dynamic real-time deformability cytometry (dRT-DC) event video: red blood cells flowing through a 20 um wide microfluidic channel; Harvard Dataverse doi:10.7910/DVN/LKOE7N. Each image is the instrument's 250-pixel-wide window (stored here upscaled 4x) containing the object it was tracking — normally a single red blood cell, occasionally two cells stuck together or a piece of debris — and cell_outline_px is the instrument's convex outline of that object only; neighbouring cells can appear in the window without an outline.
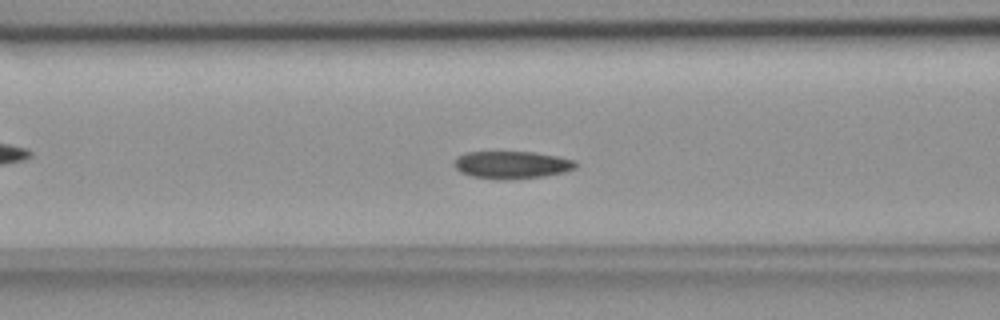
{"species": "common noctule bat (a hibernating species)", "species_latin": "Nyctalus noctula", "temperature_condition": "room temperature", "stored_images_in_passage": 48, "camera_frame_rate_fps": 3000, "um_per_image_px": 0.085, "animal": {"sex": "female", "body_mass_g": 18.4}, "frame": {"image": 1, "passage_image": 16, "time_ms": 5.0, "image_size_px": [1000, 320], "cell_outline_px": [[576, 168], [564, 172], [544, 176], [504, 180], [496, 180], [472, 176], [460, 172], [452, 164], [456, 156], [464, 152], [532, 152], [556, 156], [576, 160]], "centroid_in_image_um": [43.46, 14.01], "position_along_channel_um": 123.1, "area_um2": 19.65}}
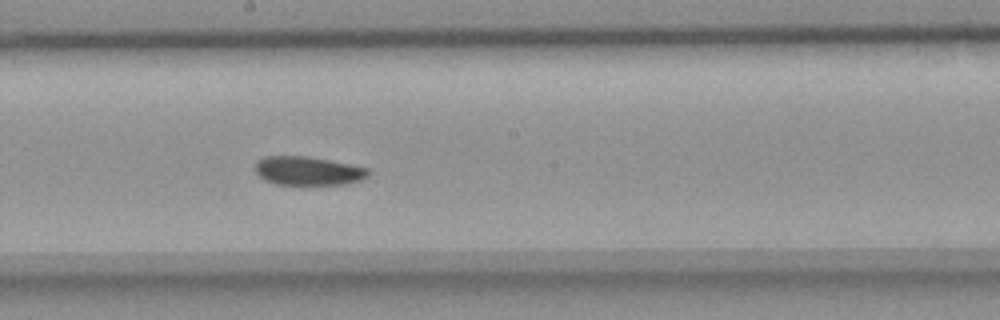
{"frame": {"image": 2, "passage_image": 24, "time_ms": 7.667, "image_size_px": [1000, 320], "cell_outline_px": [[368, 176], [360, 180], [344, 184], [276, 184], [264, 180], [256, 172], [256, 160], [264, 156], [308, 156], [368, 168]], "centroid_in_image_um": [26.14, 14.51], "position_along_channel_um": 222.1, "area_um2": 18.73}}
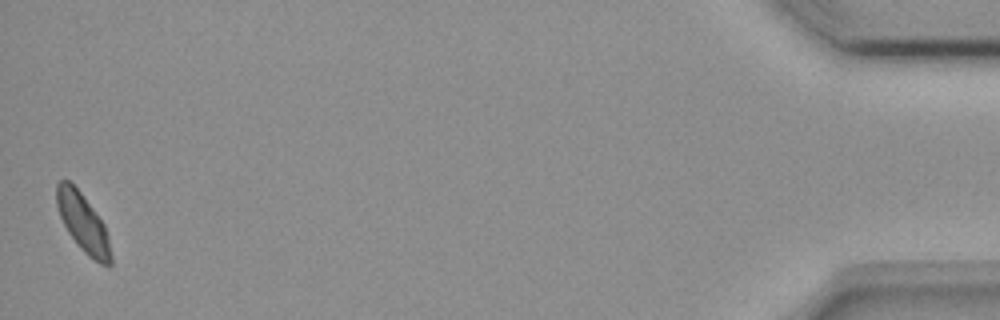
{"frame": {"image": 3, "passage_image": 48, "time_ms": 15.667, "image_size_px": [1000, 320], "cell_outline_px": [[112, 264], [100, 264], [88, 256], [76, 244], [68, 232], [60, 216], [56, 204], [56, 184], [60, 180], [68, 180], [80, 192], [104, 224], [108, 236], [112, 256]], "centroid_in_image_um": [7.05, 18.96], "position_along_channel_um": 428.1, "area_um2": 18.26}, "authors_computed_cell_mechanics": {"area_um2": 19.5942, "velocity_mm_per_s": 3.7206, "shape_relaxation_time_tau1_ms": null, "shape_relaxation_time_tau2_ms": 5.4118, "deformation_change_tau1": null, "deformation_change_tau2": 0.0802}}